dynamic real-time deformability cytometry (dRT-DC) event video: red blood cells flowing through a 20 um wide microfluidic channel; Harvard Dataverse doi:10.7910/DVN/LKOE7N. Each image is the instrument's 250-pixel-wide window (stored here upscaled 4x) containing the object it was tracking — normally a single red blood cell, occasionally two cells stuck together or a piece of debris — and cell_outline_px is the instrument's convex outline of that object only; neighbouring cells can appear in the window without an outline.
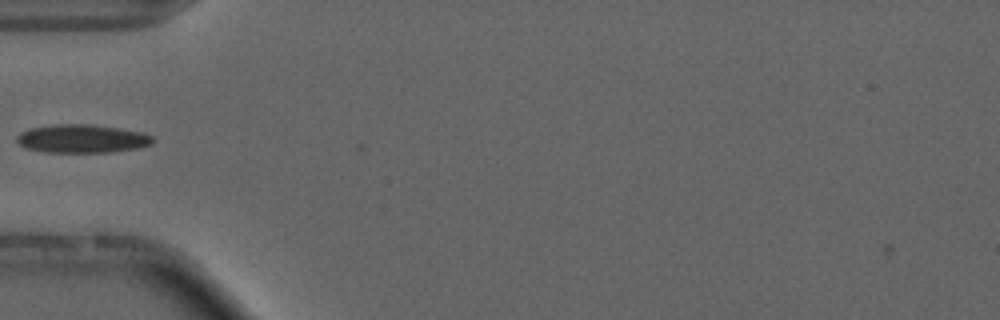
{"species": "common noctule bat (a hibernating species)", "species_latin": "Nyctalus noctula", "temperature_condition": "cold", "stored_images_in_passage": 31, "camera_frame_rate_fps": 3000, "um_per_image_px": 0.085, "animal": {"sex": "male", "forearm_length_mm": 52.5}, "frame": {"image": 1, "passage_image": 4, "time_ms": 1.0, "image_size_px": [1000, 320], "cell_outline_px": [[152, 144], [136, 148], [108, 152], [44, 152], [24, 148], [16, 140], [16, 136], [20, 132], [32, 128], [56, 124], [92, 124], [144, 132], [152, 136]], "centroid_in_image_um": [6.95, 11.78], "position_along_channel_um": 78.1, "area_um2": 22.43}, "authors_computed_cell_mechanics": {"area_um2": 20.6924, "velocity_mm_per_s": 3.7076, "shape_relaxation_time_tau1_ms": null, "shape_relaxation_time_tau2_ms": 4.6972, "deformation_change_tau1": null, "deformation_change_tau2": 0.1215}}